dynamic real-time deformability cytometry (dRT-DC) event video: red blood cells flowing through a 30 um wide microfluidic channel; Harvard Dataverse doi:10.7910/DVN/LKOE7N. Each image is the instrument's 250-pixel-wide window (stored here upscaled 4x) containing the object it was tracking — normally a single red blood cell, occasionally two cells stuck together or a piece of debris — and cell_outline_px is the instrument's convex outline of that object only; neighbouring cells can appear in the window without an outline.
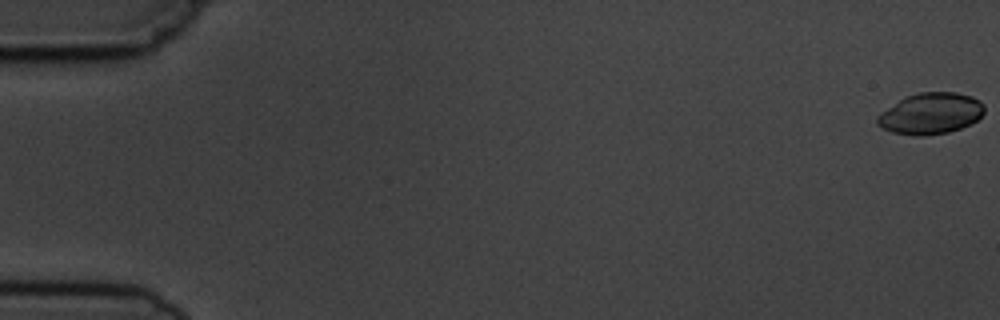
{"species": "common noctule bat (a hibernating species)", "species_latin": "Nyctalus noctula", "temperature_condition": "cold", "stored_images_in_passage": 4, "camera_frame_rate_fps": 3000, "um_per_image_px": 0.085, "animal": {"sex": "male", "body_mass_g": 19.5, "forearm_length_mm": 54.6}, "frame": {"image": 1, "passage_image": 1, "time_ms": 0.0, "image_size_px": [1000, 320], "cell_outline_px": [[984, 112], [972, 124], [948, 132], [924, 136], [912, 136], [892, 132], [876, 124], [876, 116], [880, 112], [904, 96], [920, 92], [956, 92], [972, 96], [980, 100], [984, 104]], "centroid_in_image_um": [79.09, 9.64], "position_along_channel_um": 5.9, "area_um2": 26.01}}